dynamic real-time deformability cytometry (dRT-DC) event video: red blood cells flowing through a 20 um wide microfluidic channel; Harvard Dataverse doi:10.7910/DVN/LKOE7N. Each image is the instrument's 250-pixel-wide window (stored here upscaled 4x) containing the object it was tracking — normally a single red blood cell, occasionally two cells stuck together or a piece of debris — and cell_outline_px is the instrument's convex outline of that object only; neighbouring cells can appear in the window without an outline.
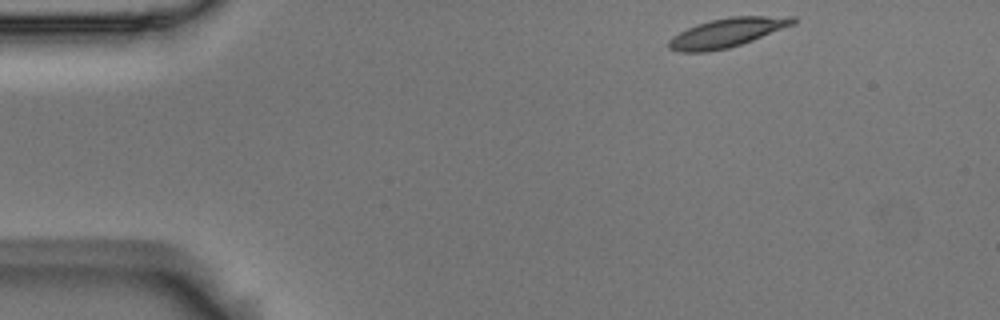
{"species": "Egyptian fruit bat (a non-hibernating species)", "species_latin": "Rousettus aegyptiacus", "temperature_condition": "room temperature", "stored_images_in_passage": 49, "camera_frame_rate_fps": 3000, "um_per_image_px": 0.085, "animal": {"sex": "male"}, "frame": {"image": 1, "passage_image": 1, "time_ms": 0.0, "image_size_px": [1000, 320], "cell_outline_px": [[796, 24], [752, 40], [728, 48], [708, 52], [680, 52], [668, 48], [668, 40], [672, 36], [696, 24], [712, 20], [732, 16], [796, 16]], "centroid_in_image_um": [61.81, 2.77], "position_along_channel_um": 23.2, "area_um2": 21.04}}
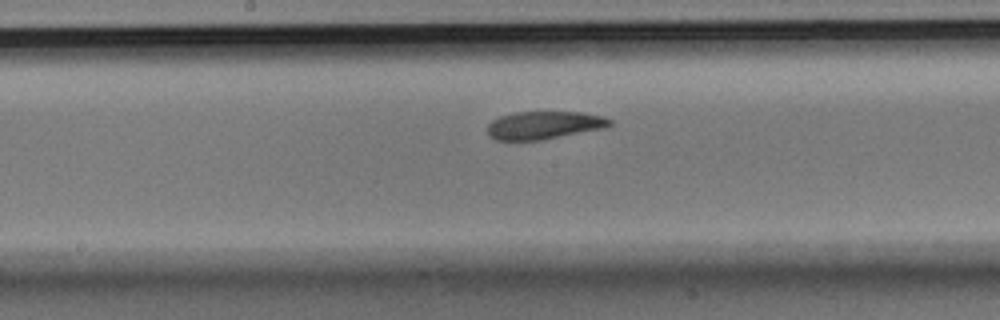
{"frame": {"image": 2, "passage_image": 22, "time_ms": 7.0, "image_size_px": [1000, 320], "cell_outline_px": [[612, 124], [604, 128], [540, 140], [496, 140], [488, 136], [488, 124], [492, 120], [500, 116], [512, 112], [584, 112], [604, 116], [612, 120]], "centroid_in_image_um": [46.24, 10.63], "position_along_channel_um": 202.0, "area_um2": 19.94}}
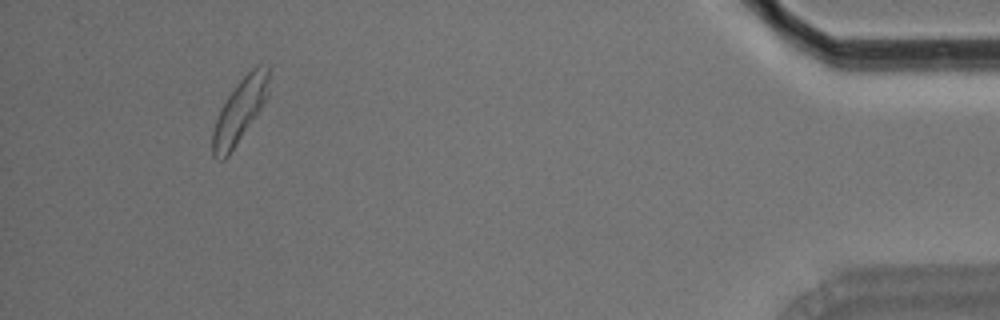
{"frame": {"image": 3, "passage_image": 45, "time_ms": 14.667, "image_size_px": [1000, 320], "cell_outline_px": [[268, 96], [228, 156], [224, 160], [216, 160], [212, 156], [212, 132], [220, 108], [228, 96], [240, 80], [256, 64], [268, 64]], "centroid_in_image_um": [20.35, 9.41], "position_along_channel_um": 414.8, "area_um2": 20.46}, "authors_computed_cell_mechanics": {"area_um2": 20.9236, "velocity_mm_per_s": 3.6348, "shape_relaxation_time_tau1_ms": 3.4245, "shape_relaxation_time_tau2_ms": 4.2455, "deformation_change_tau1": 0.1289, "deformation_change_tau2": 0.106}}